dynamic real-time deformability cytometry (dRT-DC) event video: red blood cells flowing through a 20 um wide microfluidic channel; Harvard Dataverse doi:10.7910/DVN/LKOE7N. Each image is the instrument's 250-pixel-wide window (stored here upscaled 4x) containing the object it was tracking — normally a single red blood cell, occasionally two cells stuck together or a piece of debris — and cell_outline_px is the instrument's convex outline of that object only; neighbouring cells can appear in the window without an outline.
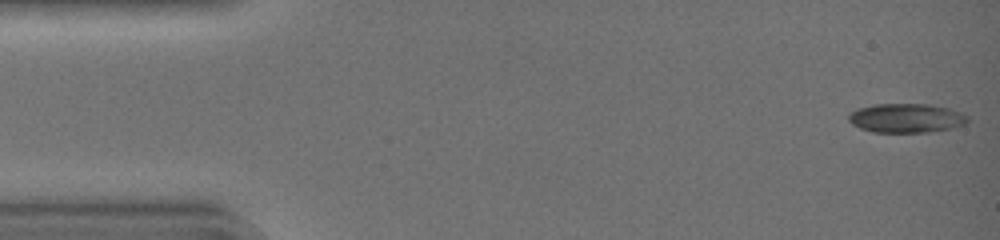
{"species": "common noctule bat (a hibernating species)", "species_latin": "Nyctalus noctula", "temperature_condition": "warm", "stored_images_in_passage": 43, "camera_frame_rate_fps": 3000, "um_per_image_px": 0.085, "animal": {"sex": "female", "body_mass_g": 19.0, "forearm_length_mm": 51.5}, "frame": {"image": 1, "passage_image": 1, "time_ms": 0.0, "image_size_px": [1000, 240], "cell_outline_px": [[968, 120], [960, 124], [948, 128], [924, 132], [876, 132], [860, 128], [852, 124], [848, 120], [848, 116], [852, 112], [860, 108], [876, 104], [928, 104], [948, 108], [964, 116]], "centroid_in_image_um": [76.93, 10.03], "position_along_channel_um": 8.1, "area_um2": 19.48}}
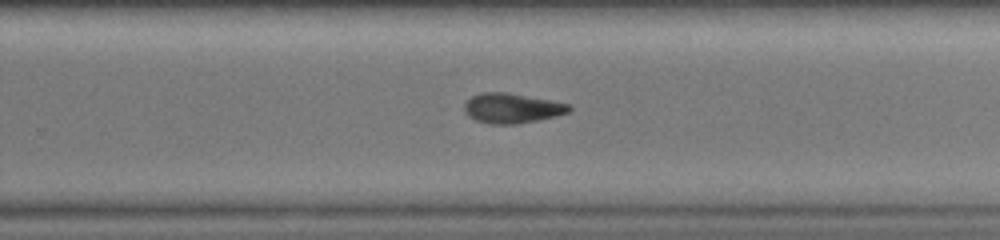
{"frame": {"image": 2, "passage_image": 28, "time_ms": 9.0, "image_size_px": [1000, 240], "cell_outline_px": [[572, 108], [568, 112], [536, 120], [516, 124], [492, 124], [476, 120], [468, 116], [464, 108], [464, 104], [472, 96], [480, 92], [508, 92], [552, 100], [568, 104]], "centroid_in_image_um": [43.49, 9.18], "position_along_channel_um": 286.3, "area_um2": 18.09}}
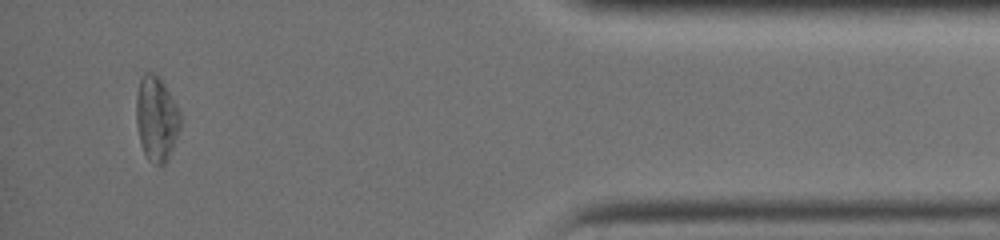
{"frame": {"image": 3, "passage_image": 40, "time_ms": 13.0, "image_size_px": [1000, 240], "cell_outline_px": [[180, 128], [172, 148], [164, 164], [156, 164], [148, 160], [140, 144], [136, 124], [136, 96], [140, 80], [144, 72], [156, 72], [160, 76], [176, 104], [180, 112]], "centroid_in_image_um": [13.28, 10.03], "position_along_channel_um": 421.9, "area_um2": 21.85}, "authors_computed_cell_mechanics": {"area_um2": 19.2474, "velocity_mm_per_s": 4.5059, "shape_relaxation_time_tau1_ms": 4.1038, "shape_relaxation_time_tau2_ms": null, "deformation_change_tau1": 0.1618, "deformation_change_tau2": null}}